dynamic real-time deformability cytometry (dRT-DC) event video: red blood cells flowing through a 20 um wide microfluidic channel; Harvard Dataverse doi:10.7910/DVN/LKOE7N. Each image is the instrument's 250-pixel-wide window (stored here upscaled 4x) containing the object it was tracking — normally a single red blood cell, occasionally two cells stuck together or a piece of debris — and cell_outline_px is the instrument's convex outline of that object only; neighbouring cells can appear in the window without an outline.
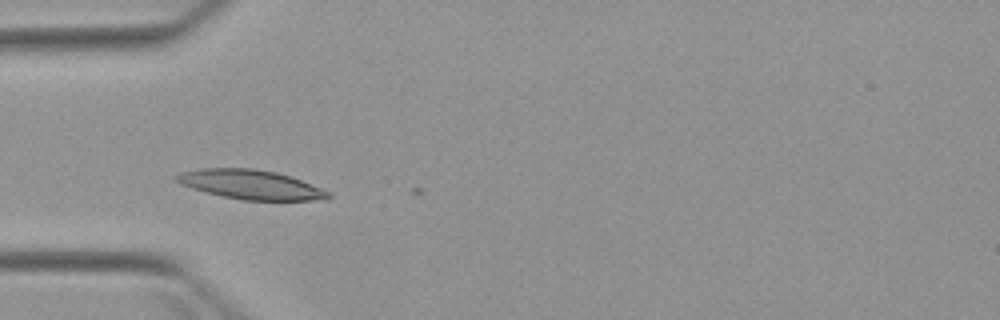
{"species": "Egyptian fruit bat (a non-hibernating species)", "species_latin": "Rousettus aegyptiacus", "temperature_condition": "warm", "stored_images_in_passage": 5, "camera_frame_rate_fps": 3000, "um_per_image_px": 0.085, "animal": {"sex": "female"}, "frame": {"image": 1, "passage_image": 4, "time_ms": 3.667, "image_size_px": [1000, 320], "cell_outline_px": [[332, 196], [328, 200], [244, 200], [224, 196], [192, 188], [180, 184], [172, 176], [180, 172], [200, 168], [256, 168], [276, 172], [300, 180], [332, 192]], "centroid_in_image_um": [21.32, 15.68], "position_along_channel_um": 63.7, "area_um2": 25.95}}